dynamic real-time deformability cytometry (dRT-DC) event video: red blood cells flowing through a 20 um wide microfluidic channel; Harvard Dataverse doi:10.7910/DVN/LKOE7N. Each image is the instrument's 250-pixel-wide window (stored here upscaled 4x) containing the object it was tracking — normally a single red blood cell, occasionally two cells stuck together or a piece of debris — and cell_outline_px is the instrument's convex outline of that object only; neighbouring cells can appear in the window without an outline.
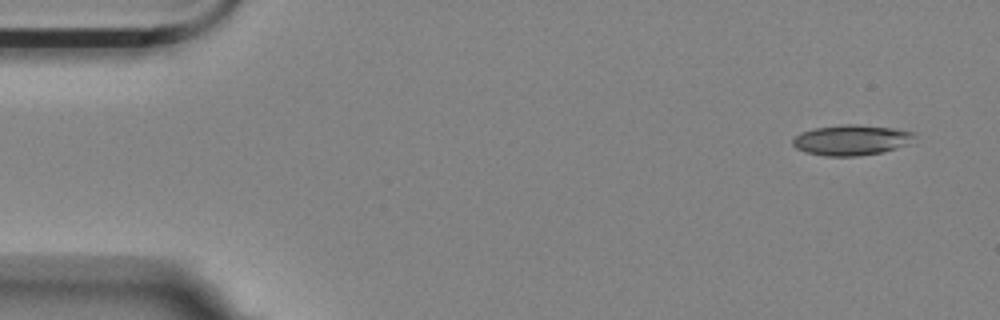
{"species": "Egyptian fruit bat (a non-hibernating species)", "species_latin": "Rousettus aegyptiacus", "temperature_condition": "room temperature", "stored_images_in_passage": 5, "camera_frame_rate_fps": 3000, "um_per_image_px": 0.085, "animal": {"sex": "female"}, "frame": {"image": 1, "passage_image": 1, "time_ms": 0.0, "image_size_px": [1000, 320], "cell_outline_px": [[916, 136], [908, 144], [896, 148], [880, 152], [856, 156], [824, 156], [804, 152], [796, 148], [792, 144], [792, 140], [800, 132], [812, 128], [844, 124], [856, 124], [892, 128], [916, 132]], "centroid_in_image_um": [72.34, 11.89], "position_along_channel_um": 12.7, "area_um2": 21.68}}